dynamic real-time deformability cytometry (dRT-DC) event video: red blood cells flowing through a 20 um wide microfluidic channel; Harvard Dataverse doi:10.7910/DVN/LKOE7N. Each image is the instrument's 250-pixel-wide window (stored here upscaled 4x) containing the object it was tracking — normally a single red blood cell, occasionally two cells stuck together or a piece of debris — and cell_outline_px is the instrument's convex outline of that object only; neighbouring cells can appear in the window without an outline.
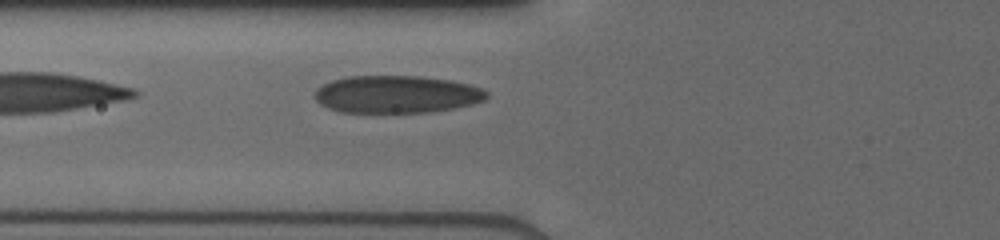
{"species": "human", "species_latin": "Homo sapiens", "temperature_condition": "cold", "stored_images_in_passage": 7, "camera_frame_rate_fps": 3000, "um_per_image_px": 0.085, "donor": {"sex": "male"}, "frame": {"image": 1, "passage_image": 7, "time_ms": 3.333, "image_size_px": [1000, 240], "cell_outline_px": [[488, 96], [484, 100], [472, 104], [452, 108], [428, 112], [340, 112], [316, 100], [316, 92], [324, 84], [332, 80], [348, 76], [420, 76], [452, 80], [468, 84], [480, 88], [488, 92]], "centroid_in_image_um": [33.76, 8.0], "position_along_channel_um": 92.0, "area_um2": 37.11}}